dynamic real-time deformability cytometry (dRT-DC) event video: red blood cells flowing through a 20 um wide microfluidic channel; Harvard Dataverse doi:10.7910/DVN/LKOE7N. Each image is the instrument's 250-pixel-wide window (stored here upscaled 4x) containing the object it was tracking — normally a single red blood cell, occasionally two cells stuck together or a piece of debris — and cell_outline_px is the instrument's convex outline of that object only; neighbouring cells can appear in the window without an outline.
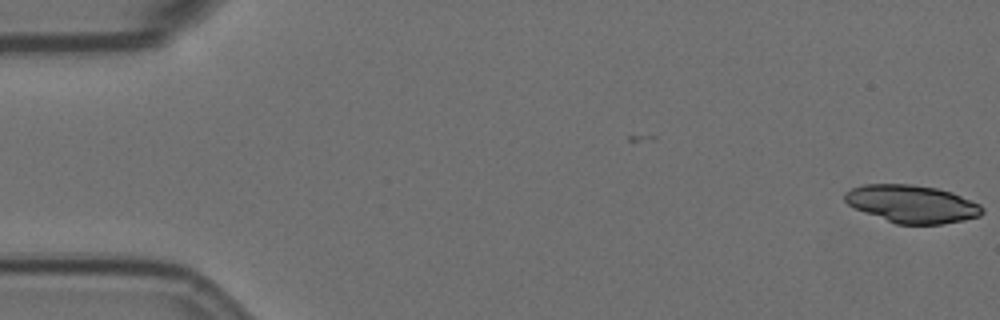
{"species": "Egyptian fruit bat (a non-hibernating species)", "species_latin": "Rousettus aegyptiacus", "temperature_condition": "room temperature", "stored_images_in_passage": 4, "camera_frame_rate_fps": 3000, "um_per_image_px": 0.085, "animal": {"sex": "female"}, "frame": {"image": 1, "passage_image": 4, "time_ms": 1.0, "image_size_px": [1000, 320], "cell_outline_px": [[984, 212], [980, 216], [964, 220], [940, 224], [896, 224], [864, 212], [848, 204], [844, 200], [844, 192], [852, 188], [864, 184], [912, 184], [936, 188], [952, 192], [980, 204], [984, 208]], "centroid_in_image_um": [77.53, 17.33], "position_along_channel_um": 7.5, "area_um2": 30.23}}